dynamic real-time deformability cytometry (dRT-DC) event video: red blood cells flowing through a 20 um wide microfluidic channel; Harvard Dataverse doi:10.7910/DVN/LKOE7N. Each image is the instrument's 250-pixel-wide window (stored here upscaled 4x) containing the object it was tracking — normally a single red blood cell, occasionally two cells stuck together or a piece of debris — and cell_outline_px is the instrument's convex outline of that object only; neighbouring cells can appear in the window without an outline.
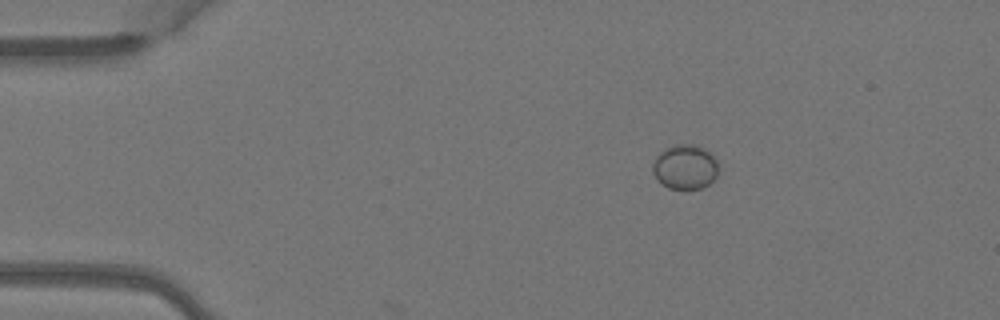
{"species": "Egyptian fruit bat (a non-hibernating species)", "species_latin": "Rousettus aegyptiacus", "temperature_condition": "warm", "stored_images_in_passage": 4, "camera_frame_rate_fps": 3000, "um_per_image_px": 0.085, "animal": {"sex": "female"}, "frame": {"image": 1, "passage_image": 1, "time_ms": 0.0, "image_size_px": [1000, 320], "cell_outline_px": [[720, 168], [716, 176], [708, 184], [700, 188], [688, 192], [684, 192], [668, 188], [656, 180], [652, 172], [652, 164], [656, 156], [664, 148], [676, 144], [692, 144], [704, 148], [716, 160]], "centroid_in_image_um": [58.2, 14.23], "position_along_channel_um": 26.8, "area_um2": 17.69}}
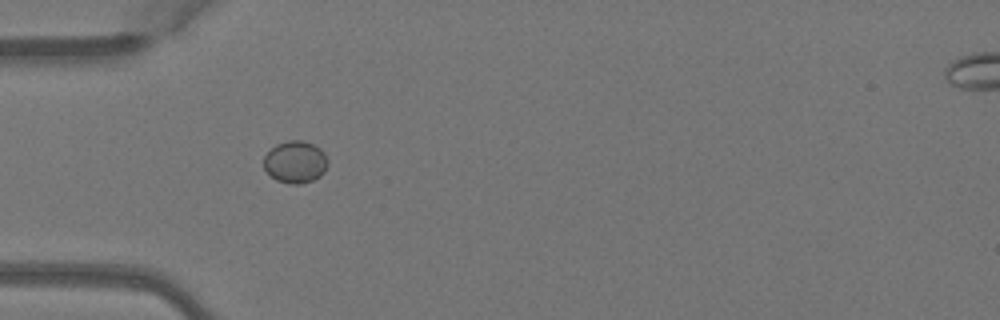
{"frame": {"image": 2, "passage_image": 3, "time_ms": 0.667, "image_size_px": [1000, 320], "cell_outline_px": [[328, 164], [324, 172], [320, 176], [312, 180], [300, 184], [288, 184], [276, 180], [264, 168], [264, 156], [276, 144], [288, 140], [300, 140], [312, 144], [320, 148], [324, 152], [328, 160]], "centroid_in_image_um": [25.11, 13.77], "position_along_channel_um": 59.9, "area_um2": 15.72}}
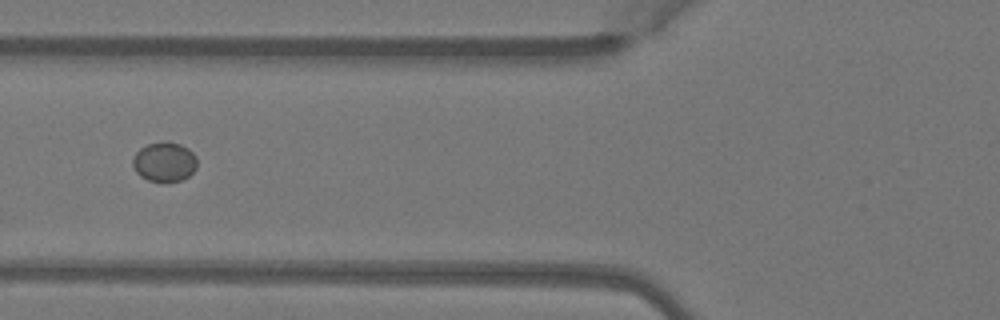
{"frame": {"image": 3, "passage_image": 4, "time_ms": 1.0, "image_size_px": [1000, 320], "cell_outline_px": [[196, 168], [188, 176], [180, 180], [148, 180], [140, 176], [136, 172], [132, 164], [132, 160], [136, 152], [140, 148], [148, 144], [180, 144], [188, 148], [196, 156]], "centroid_in_image_um": [13.96, 13.77], "position_along_channel_um": 111.8, "area_um2": 14.22}}